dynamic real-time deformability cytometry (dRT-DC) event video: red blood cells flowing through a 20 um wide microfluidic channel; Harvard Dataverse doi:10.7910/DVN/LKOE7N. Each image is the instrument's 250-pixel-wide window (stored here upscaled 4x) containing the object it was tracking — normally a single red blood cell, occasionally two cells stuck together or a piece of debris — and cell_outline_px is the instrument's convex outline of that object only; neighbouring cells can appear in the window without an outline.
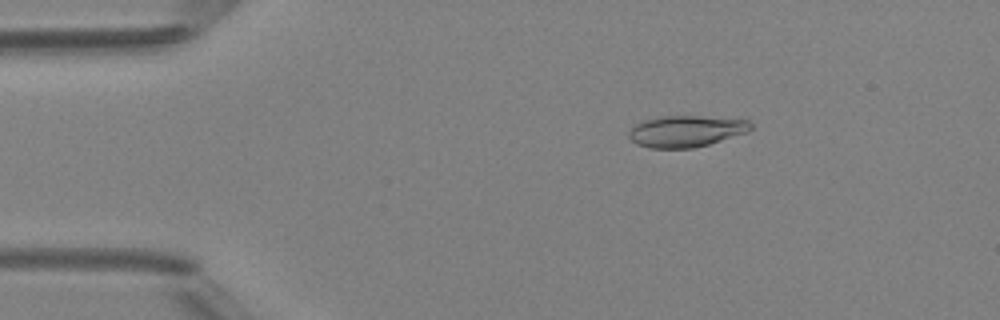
{"species": "Egyptian fruit bat (a non-hibernating species)", "species_latin": "Rousettus aegyptiacus", "temperature_condition": "room temperature", "stored_images_in_passage": 49, "camera_frame_rate_fps": 3000, "um_per_image_px": 0.085, "animal": {"sex": "female"}, "frame": {"image": 1, "passage_image": 9, "time_ms": 2.667, "image_size_px": [1000, 320], "cell_outline_px": [[752, 128], [748, 132], [708, 144], [692, 148], [648, 148], [636, 144], [628, 136], [628, 132], [636, 124], [644, 120], [660, 116], [700, 116], [748, 120], [752, 124]], "centroid_in_image_um": [58.3, 11.15], "position_along_channel_um": 26.7, "area_um2": 22.25}}
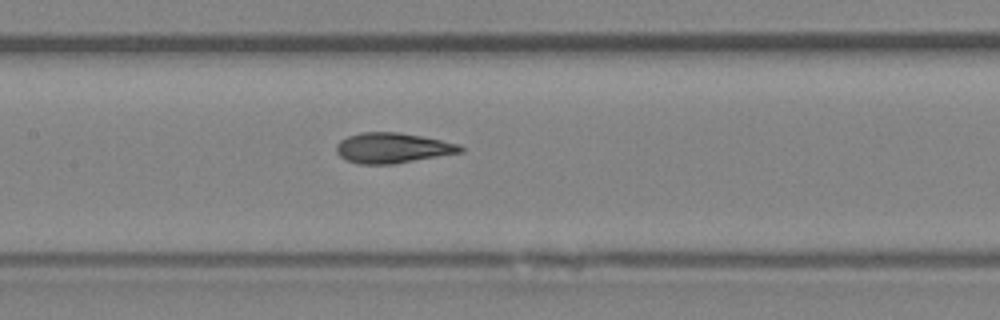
{"frame": {"image": 2, "passage_image": 24, "time_ms": 7.667, "image_size_px": [1000, 320], "cell_outline_px": [[464, 152], [392, 164], [360, 164], [348, 160], [340, 156], [336, 152], [336, 144], [340, 140], [348, 136], [360, 132], [396, 132], [420, 136], [460, 144], [464, 148]], "centroid_in_image_um": [33.37, 12.57], "position_along_channel_um": 174.0, "area_um2": 21.79}}
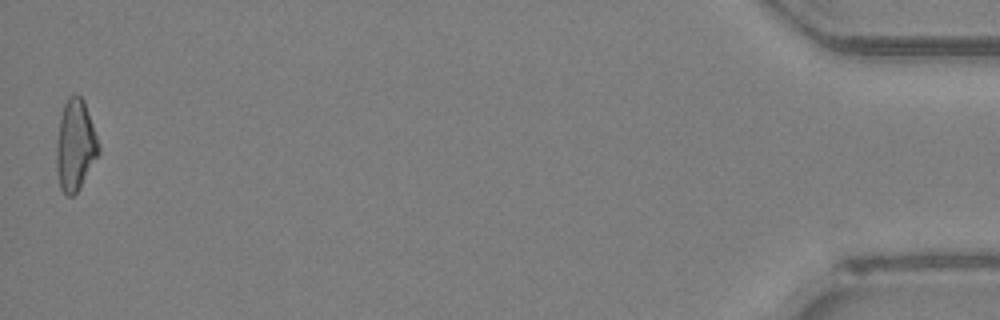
{"frame": {"image": 3, "passage_image": 49, "time_ms": 16.0, "image_size_px": [1000, 320], "cell_outline_px": [[100, 152], [76, 192], [72, 196], [68, 196], [60, 188], [56, 168], [56, 144], [60, 116], [64, 104], [68, 96], [76, 92], [84, 100], [100, 144]], "centroid_in_image_um": [6.39, 12.29], "position_along_channel_um": 428.8, "area_um2": 22.43}, "authors_computed_cell_mechanics": {"area_um2": 21.7906, "velocity_mm_per_s": 4.2227, "shape_relaxation_time_tau1_ms": 6.1033, "shape_relaxation_time_tau2_ms": 1.3333, "deformation_change_tau1": 0.1915, "deformation_change_tau2": 0.0773}}